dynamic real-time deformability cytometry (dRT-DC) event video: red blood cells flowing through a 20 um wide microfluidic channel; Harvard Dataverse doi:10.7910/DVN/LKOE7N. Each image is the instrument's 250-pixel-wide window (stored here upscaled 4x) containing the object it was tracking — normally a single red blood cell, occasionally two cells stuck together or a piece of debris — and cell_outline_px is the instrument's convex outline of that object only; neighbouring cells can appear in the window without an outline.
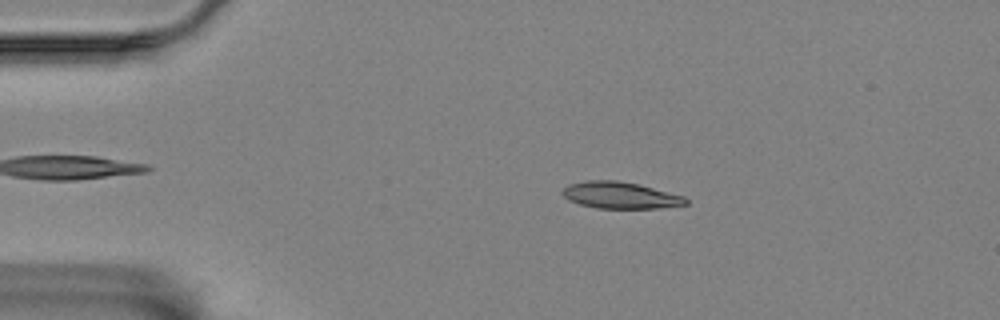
{"species": "Egyptian fruit bat (a non-hibernating species)", "species_latin": "Rousettus aegyptiacus", "temperature_condition": "room temperature", "stored_images_in_passage": 56, "camera_frame_rate_fps": 3000, "um_per_image_px": 0.085, "animal": {"sex": "female"}, "frame": {"image": 1, "passage_image": 10, "time_ms": 3.0, "image_size_px": [1000, 320], "cell_outline_px": [[688, 204], [660, 208], [596, 208], [580, 204], [568, 200], [564, 196], [564, 188], [568, 184], [584, 180], [616, 180], [636, 184], [684, 196], [688, 200]], "centroid_in_image_um": [52.71, 16.6], "position_along_channel_um": 32.3, "area_um2": 18.96}}
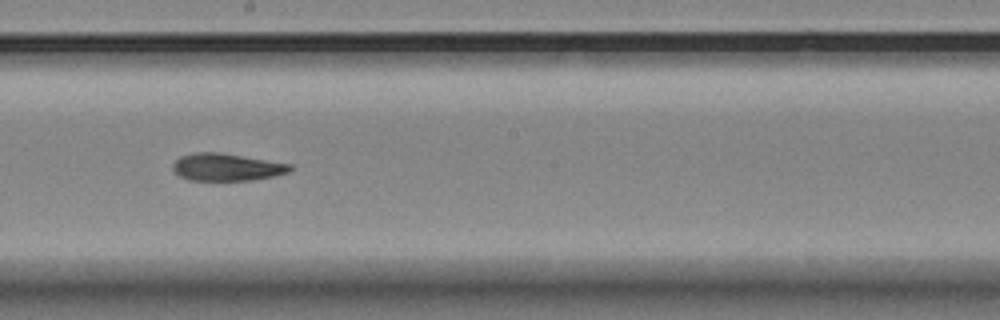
{"frame": {"image": 2, "passage_image": 31, "time_ms": 10.0, "image_size_px": [1000, 320], "cell_outline_px": [[292, 168], [288, 172], [272, 176], [252, 180], [188, 180], [180, 176], [172, 168], [172, 164], [180, 156], [196, 152], [216, 152], [292, 164]], "centroid_in_image_um": [19.23, 14.21], "position_along_channel_um": 229.0, "area_um2": 18.44}}
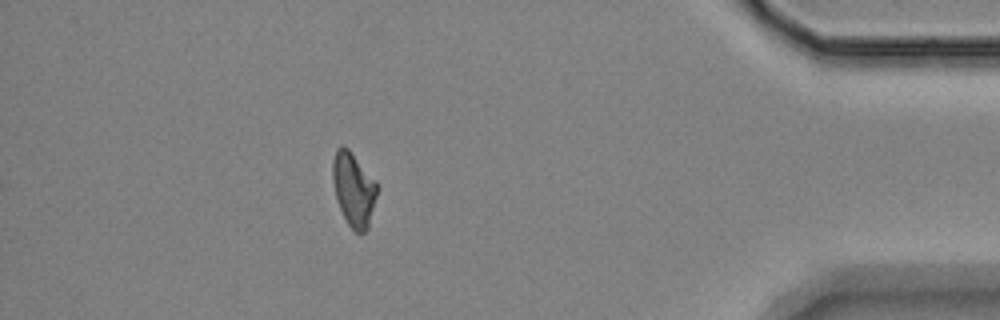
{"frame": {"image": 3, "passage_image": 50, "time_ms": 16.333, "image_size_px": [1000, 320], "cell_outline_px": [[380, 188], [368, 228], [364, 232], [356, 232], [348, 224], [336, 200], [332, 180], [332, 160], [336, 148], [348, 148], [376, 180]], "centroid_in_image_um": [30.08, 16.09], "position_along_channel_um": 405.1, "area_um2": 19.36}, "authors_computed_cell_mechanics": {"area_um2": 19.1318, "velocity_mm_per_s": 3.4662, "shape_relaxation_time_tau1_ms": 5.5377, "shape_relaxation_time_tau2_ms": 3.0267, "deformation_change_tau1": 0.1595, "deformation_change_tau2": 0.0966}}